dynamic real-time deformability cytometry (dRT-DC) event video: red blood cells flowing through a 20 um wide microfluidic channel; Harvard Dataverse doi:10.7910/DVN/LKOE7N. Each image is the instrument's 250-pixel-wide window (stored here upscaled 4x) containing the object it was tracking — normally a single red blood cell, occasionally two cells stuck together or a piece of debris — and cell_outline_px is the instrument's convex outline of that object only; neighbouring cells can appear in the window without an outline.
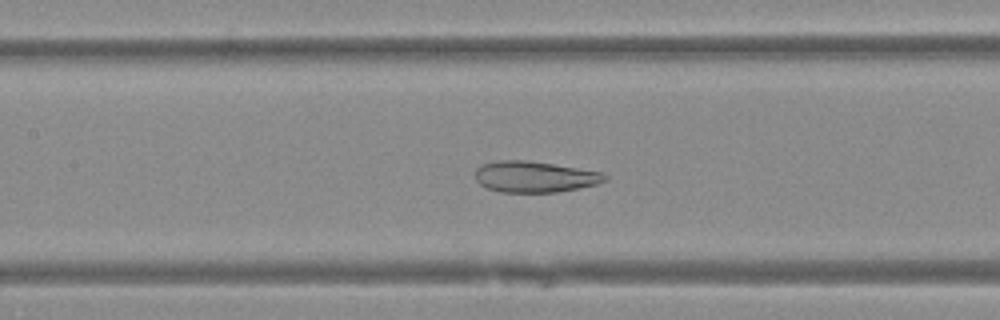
{"species": "Egyptian fruit bat (a non-hibernating species)", "species_latin": "Rousettus aegyptiacus", "temperature_condition": "warm", "stored_images_in_passage": 34, "camera_frame_rate_fps": 3000, "um_per_image_px": 0.085, "animal": {"sex": "female"}, "frame": {"image": 1, "passage_image": 14, "time_ms": 4.333, "image_size_px": [1000, 320], "cell_outline_px": [[608, 180], [596, 184], [580, 188], [556, 192], [500, 192], [488, 188], [480, 184], [476, 180], [476, 168], [484, 164], [500, 160], [528, 160], [604, 172], [608, 176]], "centroid_in_image_um": [45.49, 15.02], "position_along_channel_um": 161.9, "area_um2": 23.52}}
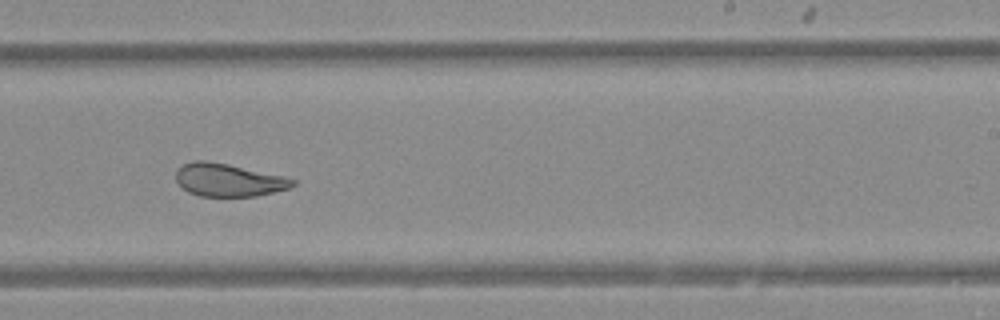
{"frame": {"image": 2, "passage_image": 22, "time_ms": 7.0, "image_size_px": [1000, 320], "cell_outline_px": [[296, 184], [288, 188], [256, 196], [200, 196], [188, 192], [180, 188], [176, 180], [176, 172], [184, 164], [192, 160], [204, 160], [228, 164], [284, 176], [296, 180]], "centroid_in_image_um": [19.39, 15.3], "position_along_channel_um": 269.6, "area_um2": 22.31}}
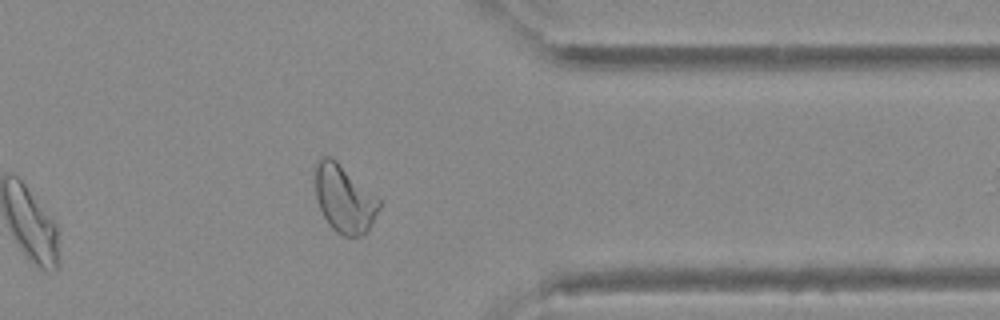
{"frame": {"image": 3, "passage_image": 31, "time_ms": 10.0, "image_size_px": [1000, 320], "cell_outline_px": [[380, 208], [368, 232], [360, 236], [344, 236], [336, 232], [332, 228], [324, 216], [320, 208], [316, 196], [312, 168], [316, 160], [324, 156], [328, 156], [336, 160], [376, 196], [380, 200]], "centroid_in_image_um": [29.22, 16.87], "position_along_channel_um": 382.2, "area_um2": 25.43}}